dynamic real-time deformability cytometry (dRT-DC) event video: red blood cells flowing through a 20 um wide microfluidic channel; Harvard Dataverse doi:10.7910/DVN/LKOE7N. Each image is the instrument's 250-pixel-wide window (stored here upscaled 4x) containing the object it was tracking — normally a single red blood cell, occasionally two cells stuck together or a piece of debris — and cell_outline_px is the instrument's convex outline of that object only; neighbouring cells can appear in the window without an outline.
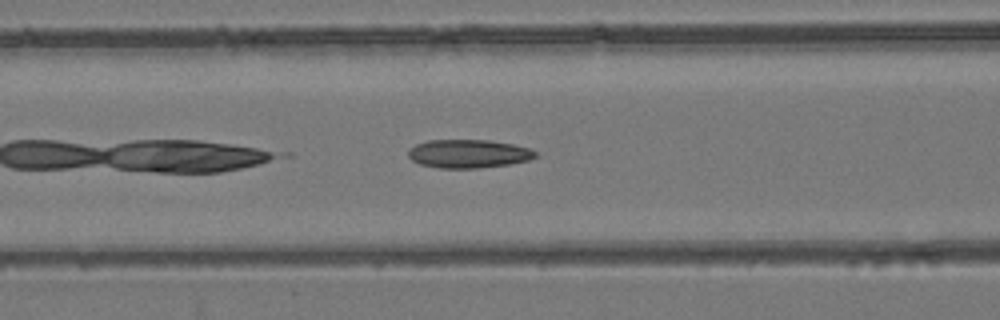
{"species": "common noctule bat (a hibernating species)", "species_latin": "Nyctalus noctula", "temperature_condition": "room temperature", "stored_images_in_passage": 19, "camera_frame_rate_fps": 3000, "um_per_image_px": 0.085, "animal": {"sex": "female", "body_mass_g": 24.6, "forearm_length_mm": 56.2}, "frame": {"image": 1, "passage_image": 6, "time_ms": 1.667, "image_size_px": [1000, 320], "cell_outline_px": [[536, 156], [528, 160], [508, 164], [476, 168], [440, 168], [420, 164], [412, 160], [408, 156], [408, 152], [416, 144], [428, 140], [488, 140], [512, 144], [528, 148], [536, 152]], "centroid_in_image_um": [39.8, 13.06], "position_along_channel_um": 126.8, "area_um2": 20.81}}
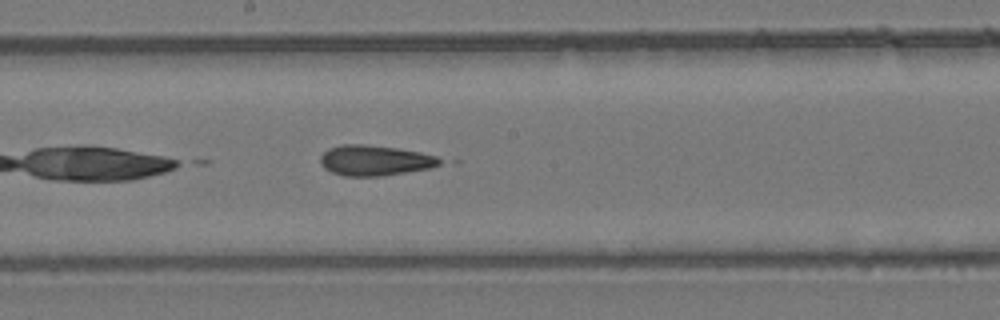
{"frame": {"image": 2, "passage_image": 13, "time_ms": 4.0, "image_size_px": [1000, 320], "cell_outline_px": [[444, 160], [440, 164], [428, 168], [380, 176], [344, 176], [332, 172], [324, 168], [320, 164], [320, 156], [328, 148], [340, 144], [364, 144], [396, 148], [420, 152], [436, 156]], "centroid_in_image_um": [31.82, 13.63], "position_along_channel_um": 216.4, "area_um2": 21.1}}
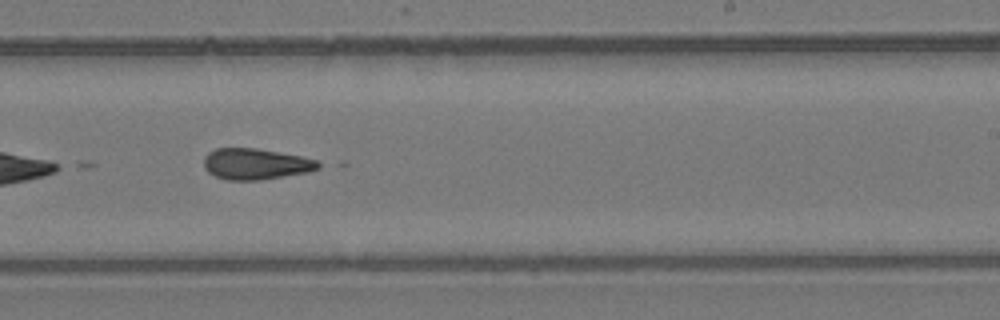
{"frame": {"image": 3, "passage_image": 17, "time_ms": 5.333, "image_size_px": [1000, 320], "cell_outline_px": [[324, 164], [320, 168], [308, 172], [260, 180], [228, 180], [216, 176], [208, 172], [204, 168], [204, 156], [208, 152], [216, 148], [256, 148], [300, 156], [316, 160]], "centroid_in_image_um": [21.74, 13.94], "position_along_channel_um": 267.3, "area_um2": 20.75}}